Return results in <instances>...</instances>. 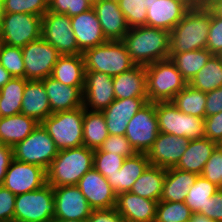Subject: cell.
Listing matches in <instances>:
<instances>
[{
  "label": "cell",
  "mask_w": 222,
  "mask_h": 222,
  "mask_svg": "<svg viewBox=\"0 0 222 222\" xmlns=\"http://www.w3.org/2000/svg\"><path fill=\"white\" fill-rule=\"evenodd\" d=\"M70 18L77 46L82 53L107 42L93 8Z\"/></svg>",
  "instance_id": "20"
},
{
  "label": "cell",
  "mask_w": 222,
  "mask_h": 222,
  "mask_svg": "<svg viewBox=\"0 0 222 222\" xmlns=\"http://www.w3.org/2000/svg\"><path fill=\"white\" fill-rule=\"evenodd\" d=\"M0 64L12 77L25 78V66L21 47L4 44L0 54Z\"/></svg>",
  "instance_id": "41"
},
{
  "label": "cell",
  "mask_w": 222,
  "mask_h": 222,
  "mask_svg": "<svg viewBox=\"0 0 222 222\" xmlns=\"http://www.w3.org/2000/svg\"><path fill=\"white\" fill-rule=\"evenodd\" d=\"M2 16H3V6H2V0H0V25L2 22Z\"/></svg>",
  "instance_id": "60"
},
{
  "label": "cell",
  "mask_w": 222,
  "mask_h": 222,
  "mask_svg": "<svg viewBox=\"0 0 222 222\" xmlns=\"http://www.w3.org/2000/svg\"><path fill=\"white\" fill-rule=\"evenodd\" d=\"M0 31L4 44L22 48L42 37V17L29 13H3Z\"/></svg>",
  "instance_id": "10"
},
{
  "label": "cell",
  "mask_w": 222,
  "mask_h": 222,
  "mask_svg": "<svg viewBox=\"0 0 222 222\" xmlns=\"http://www.w3.org/2000/svg\"><path fill=\"white\" fill-rule=\"evenodd\" d=\"M50 222H86V220L53 218Z\"/></svg>",
  "instance_id": "58"
},
{
  "label": "cell",
  "mask_w": 222,
  "mask_h": 222,
  "mask_svg": "<svg viewBox=\"0 0 222 222\" xmlns=\"http://www.w3.org/2000/svg\"><path fill=\"white\" fill-rule=\"evenodd\" d=\"M144 2H145V7H149V5L151 4V3H153L155 0H143Z\"/></svg>",
  "instance_id": "62"
},
{
  "label": "cell",
  "mask_w": 222,
  "mask_h": 222,
  "mask_svg": "<svg viewBox=\"0 0 222 222\" xmlns=\"http://www.w3.org/2000/svg\"><path fill=\"white\" fill-rule=\"evenodd\" d=\"M122 42L136 65L146 66L170 57V32L164 29L129 28Z\"/></svg>",
  "instance_id": "1"
},
{
  "label": "cell",
  "mask_w": 222,
  "mask_h": 222,
  "mask_svg": "<svg viewBox=\"0 0 222 222\" xmlns=\"http://www.w3.org/2000/svg\"><path fill=\"white\" fill-rule=\"evenodd\" d=\"M149 165L147 153H135L132 157L124 160L122 167L114 175L105 178L117 195L129 192Z\"/></svg>",
  "instance_id": "26"
},
{
  "label": "cell",
  "mask_w": 222,
  "mask_h": 222,
  "mask_svg": "<svg viewBox=\"0 0 222 222\" xmlns=\"http://www.w3.org/2000/svg\"><path fill=\"white\" fill-rule=\"evenodd\" d=\"M122 216L115 207L109 209H93L86 222H121Z\"/></svg>",
  "instance_id": "52"
},
{
  "label": "cell",
  "mask_w": 222,
  "mask_h": 222,
  "mask_svg": "<svg viewBox=\"0 0 222 222\" xmlns=\"http://www.w3.org/2000/svg\"><path fill=\"white\" fill-rule=\"evenodd\" d=\"M189 141L185 137L159 132L153 146L147 152L150 165L166 169L175 167L186 151Z\"/></svg>",
  "instance_id": "18"
},
{
  "label": "cell",
  "mask_w": 222,
  "mask_h": 222,
  "mask_svg": "<svg viewBox=\"0 0 222 222\" xmlns=\"http://www.w3.org/2000/svg\"><path fill=\"white\" fill-rule=\"evenodd\" d=\"M51 77L67 86H84L85 61L83 54L60 55Z\"/></svg>",
  "instance_id": "31"
},
{
  "label": "cell",
  "mask_w": 222,
  "mask_h": 222,
  "mask_svg": "<svg viewBox=\"0 0 222 222\" xmlns=\"http://www.w3.org/2000/svg\"><path fill=\"white\" fill-rule=\"evenodd\" d=\"M188 84L205 93L222 87V56L212 55Z\"/></svg>",
  "instance_id": "35"
},
{
  "label": "cell",
  "mask_w": 222,
  "mask_h": 222,
  "mask_svg": "<svg viewBox=\"0 0 222 222\" xmlns=\"http://www.w3.org/2000/svg\"><path fill=\"white\" fill-rule=\"evenodd\" d=\"M213 54L207 49L173 53L169 59L175 64L182 77L190 80L206 65Z\"/></svg>",
  "instance_id": "36"
},
{
  "label": "cell",
  "mask_w": 222,
  "mask_h": 222,
  "mask_svg": "<svg viewBox=\"0 0 222 222\" xmlns=\"http://www.w3.org/2000/svg\"><path fill=\"white\" fill-rule=\"evenodd\" d=\"M108 136L109 133L103 113L84 108L83 146L93 150L99 149Z\"/></svg>",
  "instance_id": "33"
},
{
  "label": "cell",
  "mask_w": 222,
  "mask_h": 222,
  "mask_svg": "<svg viewBox=\"0 0 222 222\" xmlns=\"http://www.w3.org/2000/svg\"><path fill=\"white\" fill-rule=\"evenodd\" d=\"M55 215L53 187L45 184L40 189L16 196L14 221L50 222Z\"/></svg>",
  "instance_id": "8"
},
{
  "label": "cell",
  "mask_w": 222,
  "mask_h": 222,
  "mask_svg": "<svg viewBox=\"0 0 222 222\" xmlns=\"http://www.w3.org/2000/svg\"><path fill=\"white\" fill-rule=\"evenodd\" d=\"M158 202L129 191L117 195L115 208L123 220L128 222H154Z\"/></svg>",
  "instance_id": "24"
},
{
  "label": "cell",
  "mask_w": 222,
  "mask_h": 222,
  "mask_svg": "<svg viewBox=\"0 0 222 222\" xmlns=\"http://www.w3.org/2000/svg\"><path fill=\"white\" fill-rule=\"evenodd\" d=\"M200 175L222 189V147L220 145L214 150Z\"/></svg>",
  "instance_id": "44"
},
{
  "label": "cell",
  "mask_w": 222,
  "mask_h": 222,
  "mask_svg": "<svg viewBox=\"0 0 222 222\" xmlns=\"http://www.w3.org/2000/svg\"><path fill=\"white\" fill-rule=\"evenodd\" d=\"M55 199L54 218L87 220L93 208L77 185L53 187Z\"/></svg>",
  "instance_id": "16"
},
{
  "label": "cell",
  "mask_w": 222,
  "mask_h": 222,
  "mask_svg": "<svg viewBox=\"0 0 222 222\" xmlns=\"http://www.w3.org/2000/svg\"><path fill=\"white\" fill-rule=\"evenodd\" d=\"M211 11L206 7L190 8L170 31V56L173 53L206 49Z\"/></svg>",
  "instance_id": "2"
},
{
  "label": "cell",
  "mask_w": 222,
  "mask_h": 222,
  "mask_svg": "<svg viewBox=\"0 0 222 222\" xmlns=\"http://www.w3.org/2000/svg\"><path fill=\"white\" fill-rule=\"evenodd\" d=\"M3 13H29L43 17L49 8V0H2Z\"/></svg>",
  "instance_id": "40"
},
{
  "label": "cell",
  "mask_w": 222,
  "mask_h": 222,
  "mask_svg": "<svg viewBox=\"0 0 222 222\" xmlns=\"http://www.w3.org/2000/svg\"><path fill=\"white\" fill-rule=\"evenodd\" d=\"M26 80H43L51 76L60 54L42 37L22 47Z\"/></svg>",
  "instance_id": "13"
},
{
  "label": "cell",
  "mask_w": 222,
  "mask_h": 222,
  "mask_svg": "<svg viewBox=\"0 0 222 222\" xmlns=\"http://www.w3.org/2000/svg\"><path fill=\"white\" fill-rule=\"evenodd\" d=\"M156 115L159 132L189 140L205 137L204 118L181 112L172 101L156 102Z\"/></svg>",
  "instance_id": "7"
},
{
  "label": "cell",
  "mask_w": 222,
  "mask_h": 222,
  "mask_svg": "<svg viewBox=\"0 0 222 222\" xmlns=\"http://www.w3.org/2000/svg\"><path fill=\"white\" fill-rule=\"evenodd\" d=\"M21 114L42 123L52 114L47 92L42 80H28L21 104Z\"/></svg>",
  "instance_id": "25"
},
{
  "label": "cell",
  "mask_w": 222,
  "mask_h": 222,
  "mask_svg": "<svg viewBox=\"0 0 222 222\" xmlns=\"http://www.w3.org/2000/svg\"><path fill=\"white\" fill-rule=\"evenodd\" d=\"M113 77L102 72L85 71L83 106L92 111H102L114 100Z\"/></svg>",
  "instance_id": "15"
},
{
  "label": "cell",
  "mask_w": 222,
  "mask_h": 222,
  "mask_svg": "<svg viewBox=\"0 0 222 222\" xmlns=\"http://www.w3.org/2000/svg\"><path fill=\"white\" fill-rule=\"evenodd\" d=\"M3 46H4V40H3V37L1 35V31H0V54H1Z\"/></svg>",
  "instance_id": "61"
},
{
  "label": "cell",
  "mask_w": 222,
  "mask_h": 222,
  "mask_svg": "<svg viewBox=\"0 0 222 222\" xmlns=\"http://www.w3.org/2000/svg\"><path fill=\"white\" fill-rule=\"evenodd\" d=\"M42 38L56 48L60 55L83 54L77 46L71 18L66 14L48 11L42 17Z\"/></svg>",
  "instance_id": "12"
},
{
  "label": "cell",
  "mask_w": 222,
  "mask_h": 222,
  "mask_svg": "<svg viewBox=\"0 0 222 222\" xmlns=\"http://www.w3.org/2000/svg\"><path fill=\"white\" fill-rule=\"evenodd\" d=\"M91 7L95 6L100 0H86Z\"/></svg>",
  "instance_id": "59"
},
{
  "label": "cell",
  "mask_w": 222,
  "mask_h": 222,
  "mask_svg": "<svg viewBox=\"0 0 222 222\" xmlns=\"http://www.w3.org/2000/svg\"><path fill=\"white\" fill-rule=\"evenodd\" d=\"M148 102L172 101L188 82L170 60H160L145 66Z\"/></svg>",
  "instance_id": "4"
},
{
  "label": "cell",
  "mask_w": 222,
  "mask_h": 222,
  "mask_svg": "<svg viewBox=\"0 0 222 222\" xmlns=\"http://www.w3.org/2000/svg\"><path fill=\"white\" fill-rule=\"evenodd\" d=\"M218 189L219 187L214 183L198 175L195 183L190 187L184 202L193 213L201 214V209H205L208 197H212Z\"/></svg>",
  "instance_id": "38"
},
{
  "label": "cell",
  "mask_w": 222,
  "mask_h": 222,
  "mask_svg": "<svg viewBox=\"0 0 222 222\" xmlns=\"http://www.w3.org/2000/svg\"><path fill=\"white\" fill-rule=\"evenodd\" d=\"M125 159L121 155L95 149L93 167L104 177L111 176L120 170Z\"/></svg>",
  "instance_id": "43"
},
{
  "label": "cell",
  "mask_w": 222,
  "mask_h": 222,
  "mask_svg": "<svg viewBox=\"0 0 222 222\" xmlns=\"http://www.w3.org/2000/svg\"><path fill=\"white\" fill-rule=\"evenodd\" d=\"M28 80L12 77L0 89V117H8L21 113L23 93Z\"/></svg>",
  "instance_id": "34"
},
{
  "label": "cell",
  "mask_w": 222,
  "mask_h": 222,
  "mask_svg": "<svg viewBox=\"0 0 222 222\" xmlns=\"http://www.w3.org/2000/svg\"><path fill=\"white\" fill-rule=\"evenodd\" d=\"M39 123L24 114L0 117V144L14 147L24 140Z\"/></svg>",
  "instance_id": "29"
},
{
  "label": "cell",
  "mask_w": 222,
  "mask_h": 222,
  "mask_svg": "<svg viewBox=\"0 0 222 222\" xmlns=\"http://www.w3.org/2000/svg\"><path fill=\"white\" fill-rule=\"evenodd\" d=\"M12 78L10 73L0 64V89Z\"/></svg>",
  "instance_id": "56"
},
{
  "label": "cell",
  "mask_w": 222,
  "mask_h": 222,
  "mask_svg": "<svg viewBox=\"0 0 222 222\" xmlns=\"http://www.w3.org/2000/svg\"><path fill=\"white\" fill-rule=\"evenodd\" d=\"M98 17L103 34L107 41H122L129 26L124 14L119 8L118 1L100 0L92 7Z\"/></svg>",
  "instance_id": "22"
},
{
  "label": "cell",
  "mask_w": 222,
  "mask_h": 222,
  "mask_svg": "<svg viewBox=\"0 0 222 222\" xmlns=\"http://www.w3.org/2000/svg\"><path fill=\"white\" fill-rule=\"evenodd\" d=\"M222 112V87L206 93L205 117Z\"/></svg>",
  "instance_id": "51"
},
{
  "label": "cell",
  "mask_w": 222,
  "mask_h": 222,
  "mask_svg": "<svg viewBox=\"0 0 222 222\" xmlns=\"http://www.w3.org/2000/svg\"><path fill=\"white\" fill-rule=\"evenodd\" d=\"M172 103L185 114L205 118L206 93L189 84L174 96Z\"/></svg>",
  "instance_id": "37"
},
{
  "label": "cell",
  "mask_w": 222,
  "mask_h": 222,
  "mask_svg": "<svg viewBox=\"0 0 222 222\" xmlns=\"http://www.w3.org/2000/svg\"><path fill=\"white\" fill-rule=\"evenodd\" d=\"M148 103V97L115 99L102 110L108 133L110 135H125L128 121Z\"/></svg>",
  "instance_id": "19"
},
{
  "label": "cell",
  "mask_w": 222,
  "mask_h": 222,
  "mask_svg": "<svg viewBox=\"0 0 222 222\" xmlns=\"http://www.w3.org/2000/svg\"><path fill=\"white\" fill-rule=\"evenodd\" d=\"M100 151L112 152L113 154L121 155L125 158L132 157L137 153L130 145L129 140L125 135H110L104 140L99 147Z\"/></svg>",
  "instance_id": "45"
},
{
  "label": "cell",
  "mask_w": 222,
  "mask_h": 222,
  "mask_svg": "<svg viewBox=\"0 0 222 222\" xmlns=\"http://www.w3.org/2000/svg\"><path fill=\"white\" fill-rule=\"evenodd\" d=\"M85 71L102 72L111 77L124 73L136 64L122 41H107L83 53Z\"/></svg>",
  "instance_id": "5"
},
{
  "label": "cell",
  "mask_w": 222,
  "mask_h": 222,
  "mask_svg": "<svg viewBox=\"0 0 222 222\" xmlns=\"http://www.w3.org/2000/svg\"><path fill=\"white\" fill-rule=\"evenodd\" d=\"M13 159V147L0 144V185L3 184L7 168Z\"/></svg>",
  "instance_id": "53"
},
{
  "label": "cell",
  "mask_w": 222,
  "mask_h": 222,
  "mask_svg": "<svg viewBox=\"0 0 222 222\" xmlns=\"http://www.w3.org/2000/svg\"><path fill=\"white\" fill-rule=\"evenodd\" d=\"M113 87L116 99L148 97L145 66L135 65L124 73L114 76Z\"/></svg>",
  "instance_id": "28"
},
{
  "label": "cell",
  "mask_w": 222,
  "mask_h": 222,
  "mask_svg": "<svg viewBox=\"0 0 222 222\" xmlns=\"http://www.w3.org/2000/svg\"><path fill=\"white\" fill-rule=\"evenodd\" d=\"M189 222H214V221L208 218L206 215L200 213H193Z\"/></svg>",
  "instance_id": "57"
},
{
  "label": "cell",
  "mask_w": 222,
  "mask_h": 222,
  "mask_svg": "<svg viewBox=\"0 0 222 222\" xmlns=\"http://www.w3.org/2000/svg\"><path fill=\"white\" fill-rule=\"evenodd\" d=\"M16 195L0 185V222L14 221Z\"/></svg>",
  "instance_id": "48"
},
{
  "label": "cell",
  "mask_w": 222,
  "mask_h": 222,
  "mask_svg": "<svg viewBox=\"0 0 222 222\" xmlns=\"http://www.w3.org/2000/svg\"><path fill=\"white\" fill-rule=\"evenodd\" d=\"M165 176L166 168L149 165L135 181L130 192L146 199L160 201Z\"/></svg>",
  "instance_id": "32"
},
{
  "label": "cell",
  "mask_w": 222,
  "mask_h": 222,
  "mask_svg": "<svg viewBox=\"0 0 222 222\" xmlns=\"http://www.w3.org/2000/svg\"><path fill=\"white\" fill-rule=\"evenodd\" d=\"M84 106L49 115L41 124L58 150L83 146Z\"/></svg>",
  "instance_id": "6"
},
{
  "label": "cell",
  "mask_w": 222,
  "mask_h": 222,
  "mask_svg": "<svg viewBox=\"0 0 222 222\" xmlns=\"http://www.w3.org/2000/svg\"><path fill=\"white\" fill-rule=\"evenodd\" d=\"M91 8L86 0H49L48 11L72 17Z\"/></svg>",
  "instance_id": "46"
},
{
  "label": "cell",
  "mask_w": 222,
  "mask_h": 222,
  "mask_svg": "<svg viewBox=\"0 0 222 222\" xmlns=\"http://www.w3.org/2000/svg\"><path fill=\"white\" fill-rule=\"evenodd\" d=\"M192 214L185 202L159 201L154 222H189Z\"/></svg>",
  "instance_id": "39"
},
{
  "label": "cell",
  "mask_w": 222,
  "mask_h": 222,
  "mask_svg": "<svg viewBox=\"0 0 222 222\" xmlns=\"http://www.w3.org/2000/svg\"><path fill=\"white\" fill-rule=\"evenodd\" d=\"M51 112L70 111L83 106V87L67 86L51 76L42 80Z\"/></svg>",
  "instance_id": "23"
},
{
  "label": "cell",
  "mask_w": 222,
  "mask_h": 222,
  "mask_svg": "<svg viewBox=\"0 0 222 222\" xmlns=\"http://www.w3.org/2000/svg\"><path fill=\"white\" fill-rule=\"evenodd\" d=\"M189 9L180 0H155L147 8L146 26L170 32Z\"/></svg>",
  "instance_id": "21"
},
{
  "label": "cell",
  "mask_w": 222,
  "mask_h": 222,
  "mask_svg": "<svg viewBox=\"0 0 222 222\" xmlns=\"http://www.w3.org/2000/svg\"><path fill=\"white\" fill-rule=\"evenodd\" d=\"M77 186L93 209L116 207L117 194L107 179L94 167L82 176Z\"/></svg>",
  "instance_id": "17"
},
{
  "label": "cell",
  "mask_w": 222,
  "mask_h": 222,
  "mask_svg": "<svg viewBox=\"0 0 222 222\" xmlns=\"http://www.w3.org/2000/svg\"><path fill=\"white\" fill-rule=\"evenodd\" d=\"M158 134L156 103L148 102L128 121L125 137L137 153H147Z\"/></svg>",
  "instance_id": "11"
},
{
  "label": "cell",
  "mask_w": 222,
  "mask_h": 222,
  "mask_svg": "<svg viewBox=\"0 0 222 222\" xmlns=\"http://www.w3.org/2000/svg\"><path fill=\"white\" fill-rule=\"evenodd\" d=\"M206 7L215 16L222 18V0H207Z\"/></svg>",
  "instance_id": "54"
},
{
  "label": "cell",
  "mask_w": 222,
  "mask_h": 222,
  "mask_svg": "<svg viewBox=\"0 0 222 222\" xmlns=\"http://www.w3.org/2000/svg\"><path fill=\"white\" fill-rule=\"evenodd\" d=\"M129 28L146 26L147 7L143 0H118Z\"/></svg>",
  "instance_id": "42"
},
{
  "label": "cell",
  "mask_w": 222,
  "mask_h": 222,
  "mask_svg": "<svg viewBox=\"0 0 222 222\" xmlns=\"http://www.w3.org/2000/svg\"><path fill=\"white\" fill-rule=\"evenodd\" d=\"M197 176L198 174L193 172L179 170L174 167L166 169L160 201L184 202Z\"/></svg>",
  "instance_id": "30"
},
{
  "label": "cell",
  "mask_w": 222,
  "mask_h": 222,
  "mask_svg": "<svg viewBox=\"0 0 222 222\" xmlns=\"http://www.w3.org/2000/svg\"><path fill=\"white\" fill-rule=\"evenodd\" d=\"M218 146V143L206 137L190 140L186 151L174 168L200 175L205 164Z\"/></svg>",
  "instance_id": "27"
},
{
  "label": "cell",
  "mask_w": 222,
  "mask_h": 222,
  "mask_svg": "<svg viewBox=\"0 0 222 222\" xmlns=\"http://www.w3.org/2000/svg\"><path fill=\"white\" fill-rule=\"evenodd\" d=\"M93 163L94 150L86 146L59 150L46 170L47 183L52 187L77 185Z\"/></svg>",
  "instance_id": "3"
},
{
  "label": "cell",
  "mask_w": 222,
  "mask_h": 222,
  "mask_svg": "<svg viewBox=\"0 0 222 222\" xmlns=\"http://www.w3.org/2000/svg\"><path fill=\"white\" fill-rule=\"evenodd\" d=\"M189 8H201L206 6L207 0H180Z\"/></svg>",
  "instance_id": "55"
},
{
  "label": "cell",
  "mask_w": 222,
  "mask_h": 222,
  "mask_svg": "<svg viewBox=\"0 0 222 222\" xmlns=\"http://www.w3.org/2000/svg\"><path fill=\"white\" fill-rule=\"evenodd\" d=\"M58 151L47 130L39 123L32 133L13 147V158L47 170Z\"/></svg>",
  "instance_id": "9"
},
{
  "label": "cell",
  "mask_w": 222,
  "mask_h": 222,
  "mask_svg": "<svg viewBox=\"0 0 222 222\" xmlns=\"http://www.w3.org/2000/svg\"><path fill=\"white\" fill-rule=\"evenodd\" d=\"M205 137L220 145L222 142V112L204 118Z\"/></svg>",
  "instance_id": "49"
},
{
  "label": "cell",
  "mask_w": 222,
  "mask_h": 222,
  "mask_svg": "<svg viewBox=\"0 0 222 222\" xmlns=\"http://www.w3.org/2000/svg\"><path fill=\"white\" fill-rule=\"evenodd\" d=\"M201 214L206 215L214 222H222V189H218L212 197H208L205 209Z\"/></svg>",
  "instance_id": "50"
},
{
  "label": "cell",
  "mask_w": 222,
  "mask_h": 222,
  "mask_svg": "<svg viewBox=\"0 0 222 222\" xmlns=\"http://www.w3.org/2000/svg\"><path fill=\"white\" fill-rule=\"evenodd\" d=\"M206 49L213 55L222 56V18L212 12Z\"/></svg>",
  "instance_id": "47"
},
{
  "label": "cell",
  "mask_w": 222,
  "mask_h": 222,
  "mask_svg": "<svg viewBox=\"0 0 222 222\" xmlns=\"http://www.w3.org/2000/svg\"><path fill=\"white\" fill-rule=\"evenodd\" d=\"M45 184H47V174L44 168L13 158L2 185L17 196L40 189Z\"/></svg>",
  "instance_id": "14"
}]
</instances>
